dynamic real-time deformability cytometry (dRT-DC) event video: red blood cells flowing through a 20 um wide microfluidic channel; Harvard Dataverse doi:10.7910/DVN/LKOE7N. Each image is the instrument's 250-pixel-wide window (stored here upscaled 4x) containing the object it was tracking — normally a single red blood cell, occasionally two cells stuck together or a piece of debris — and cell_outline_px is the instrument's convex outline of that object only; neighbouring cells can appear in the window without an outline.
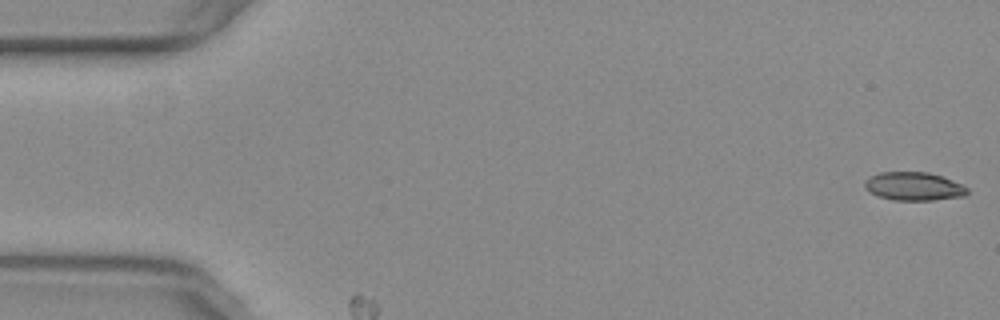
{"species": "common noctule bat (a hibernating species)", "species_latin": "Nyctalus noctula", "temperature_condition": "warm", "stored_images_in_passage": 3, "camera_frame_rate_fps": 3000, "um_per_image_px": 0.085, "animal": {"sex": "female", "body_mass_g": 29.2, "forearm_length_mm": 56.3}, "frame": {"image": 1, "passage_image": 1, "time_ms": 0.0, "image_size_px": [1000, 320], "cell_outline_px": [[968, 192], [964, 196], [936, 200], [892, 200], [876, 196], [864, 188], [864, 180], [868, 176], [880, 172], [928, 172], [952, 180], [968, 188]], "centroid_in_image_um": [77.62, 15.84], "position_along_channel_um": 7.4, "area_um2": 17.11}}